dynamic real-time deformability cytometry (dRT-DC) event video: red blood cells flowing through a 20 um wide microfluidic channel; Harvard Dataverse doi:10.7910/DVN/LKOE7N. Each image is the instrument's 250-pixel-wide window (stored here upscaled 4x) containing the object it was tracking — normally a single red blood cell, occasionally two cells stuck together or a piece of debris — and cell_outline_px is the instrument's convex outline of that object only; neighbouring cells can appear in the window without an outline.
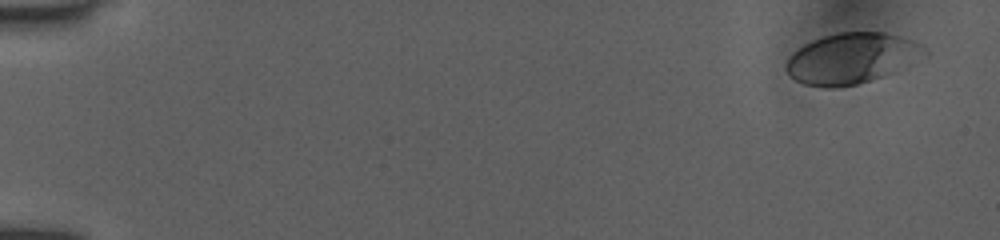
{"species": "human", "species_latin": "Homo sapiens", "temperature_condition": "room temperature", "stored_images_in_passage": 16, "camera_frame_rate_fps": 3000, "um_per_image_px": 0.085, "donor": {"sex": "female"}, "frame": {"image": 1, "passage_image": 1, "time_ms": 0.0, "image_size_px": [1000, 240], "cell_outline_px": [[928, 52], [924, 56], [884, 76], [872, 80], [856, 84], [836, 88], [824, 88], [804, 84], [788, 76], [784, 68], [784, 64], [788, 56], [792, 52], [804, 44], [812, 40], [824, 36], [840, 32], [888, 32], [912, 40], [920, 44]], "centroid_in_image_um": [72.32, 4.96], "position_along_channel_um": 12.7, "area_um2": 41.04}}
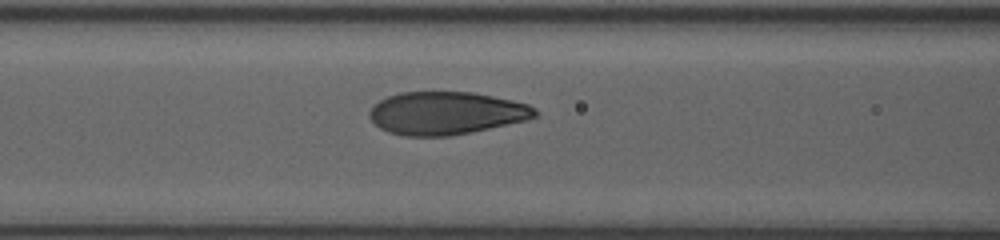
{"frame": {"image": 2, "passage_image": 10, "time_ms": 7.0, "image_size_px": [1000, 240], "cell_outline_px": [[536, 116], [524, 120], [488, 128], [448, 136], [404, 136], [388, 132], [380, 128], [368, 116], [368, 112], [380, 100], [388, 96], [400, 92], [472, 92], [512, 100], [528, 104], [536, 108]], "centroid_in_image_um": [37.88, 9.61], "position_along_channel_um": 128.7, "area_um2": 40.92}}
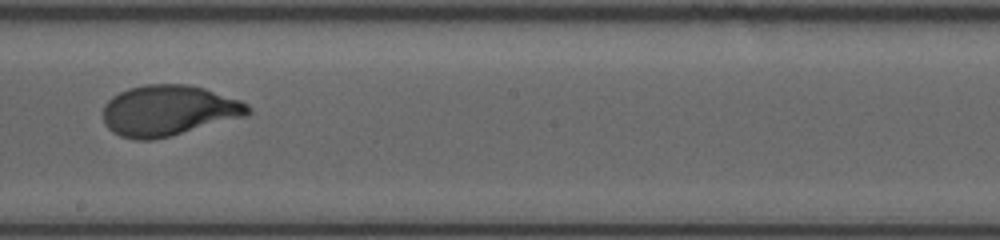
{"frame": {"image": 3, "passage_image": 14, "time_ms": 9.667, "image_size_px": [1000, 240], "cell_outline_px": [[252, 112], [248, 116], [152, 140], [136, 140], [120, 136], [112, 132], [104, 124], [104, 104], [112, 96], [128, 88], [144, 84], [188, 84], [204, 88], [240, 100], [248, 104], [252, 108]], "centroid_in_image_um": [14.34, 9.39], "position_along_channel_um": 233.9, "area_um2": 42.95}}